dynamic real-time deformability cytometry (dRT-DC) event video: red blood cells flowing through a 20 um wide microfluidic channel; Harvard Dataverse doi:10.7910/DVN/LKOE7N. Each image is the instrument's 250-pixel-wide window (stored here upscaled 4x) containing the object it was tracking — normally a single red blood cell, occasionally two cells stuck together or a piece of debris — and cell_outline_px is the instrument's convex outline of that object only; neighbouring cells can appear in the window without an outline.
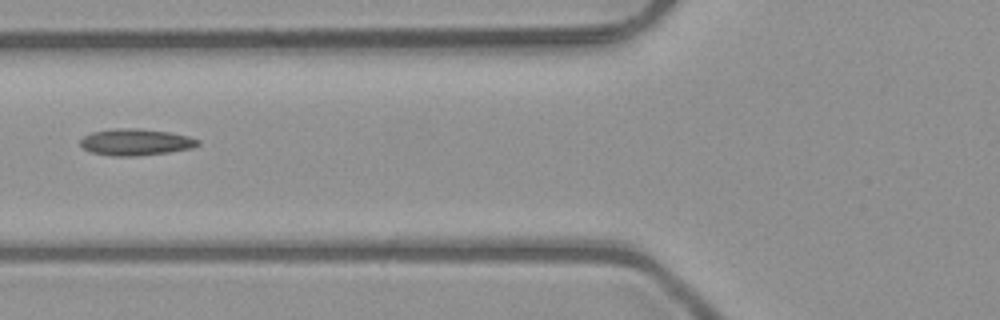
{"species": "common noctule bat (a hibernating species)", "species_latin": "Nyctalus noctula", "temperature_condition": "room temperature", "stored_images_in_passage": 2, "camera_frame_rate_fps": 3000, "um_per_image_px": 0.085, "animal": {"sex": "male", "body_mass_g": 23.1, "forearm_length_mm": 52.7}, "frame": {"image": 1, "passage_image": 2, "time_ms": 0.333, "image_size_px": [1000, 320], "cell_outline_px": [[200, 144], [192, 148], [168, 152], [136, 156], [112, 156], [92, 152], [84, 148], [80, 144], [80, 140], [84, 136], [92, 132], [116, 128], [136, 128], [168, 132], [188, 136], [200, 140]], "centroid_in_image_um": [11.54, 12.08], "position_along_channel_um": 114.3, "area_um2": 18.09}}